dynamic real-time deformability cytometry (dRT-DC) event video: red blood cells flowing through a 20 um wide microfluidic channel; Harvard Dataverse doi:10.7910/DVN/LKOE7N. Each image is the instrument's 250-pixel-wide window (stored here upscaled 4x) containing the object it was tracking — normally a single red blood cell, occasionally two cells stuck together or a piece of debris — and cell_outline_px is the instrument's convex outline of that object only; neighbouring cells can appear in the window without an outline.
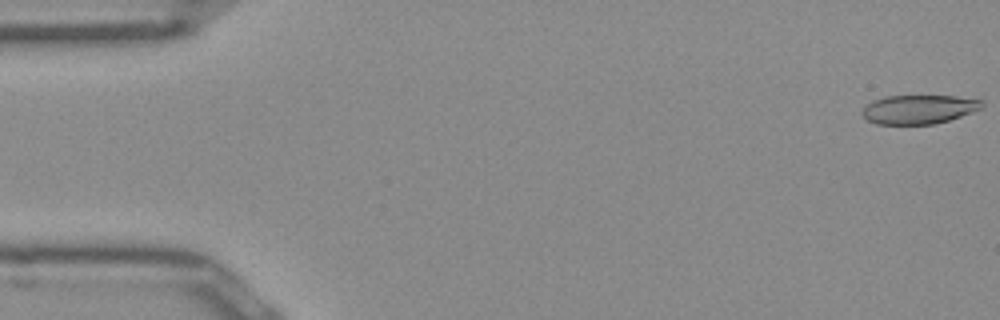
{"species": "Egyptian fruit bat (a non-hibernating species)", "species_latin": "Rousettus aegyptiacus", "temperature_condition": "room temperature", "stored_images_in_passage": 15, "camera_frame_rate_fps": 3000, "um_per_image_px": 0.085, "frame": {"image": 1, "passage_image": 1, "time_ms": 0.0, "image_size_px": [1000, 320], "cell_outline_px": [[984, 104], [980, 108], [972, 112], [948, 120], [932, 124], [876, 124], [868, 120], [860, 112], [872, 100], [888, 96], [956, 96], [980, 100]], "centroid_in_image_um": [78.07, 9.29], "position_along_channel_um": 6.9, "area_um2": 19.94}}
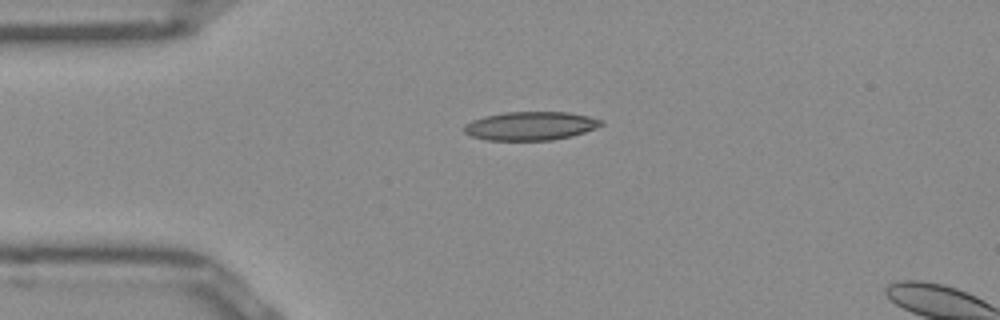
{"frame": {"image": 2, "passage_image": 12, "time_ms": 3.667, "image_size_px": [1000, 320], "cell_outline_px": [[604, 124], [596, 128], [572, 136], [552, 140], [484, 140], [472, 136], [464, 132], [464, 124], [472, 120], [484, 116], [504, 112], [568, 112], [588, 116], [604, 120]], "centroid_in_image_um": [45.1, 10.7], "position_along_channel_um": 39.9, "area_um2": 22.95}}